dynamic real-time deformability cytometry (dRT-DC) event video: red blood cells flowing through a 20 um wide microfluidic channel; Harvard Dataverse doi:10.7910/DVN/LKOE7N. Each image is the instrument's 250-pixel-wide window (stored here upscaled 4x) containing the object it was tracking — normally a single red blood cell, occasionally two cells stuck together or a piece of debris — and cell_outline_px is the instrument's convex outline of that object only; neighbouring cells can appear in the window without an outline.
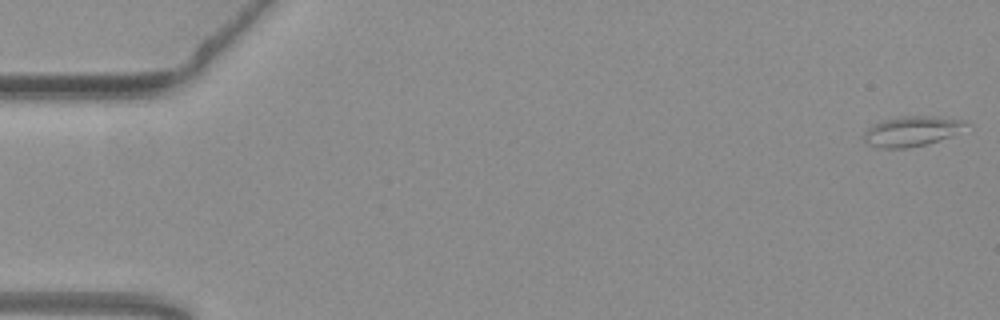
{"species": "common noctule bat (a hibernating species)", "species_latin": "Nyctalus noctula", "temperature_condition": "warm", "stored_images_in_passage": 55, "camera_frame_rate_fps": 3000, "um_per_image_px": 0.085, "animal": {"sex": "female", "body_mass_g": 19.3, "forearm_length_mm": 54.1}, "frame": {"image": 1, "passage_image": 1, "time_ms": 0.0, "image_size_px": [1000, 320], "cell_outline_px": [[972, 124], [948, 136], [928, 144], [908, 148], [884, 148], [868, 144], [864, 140], [864, 132], [872, 124], [880, 120], [900, 116], [932, 116], [964, 120]], "centroid_in_image_um": [77.47, 11.14], "position_along_channel_um": 7.5, "area_um2": 17.86}}
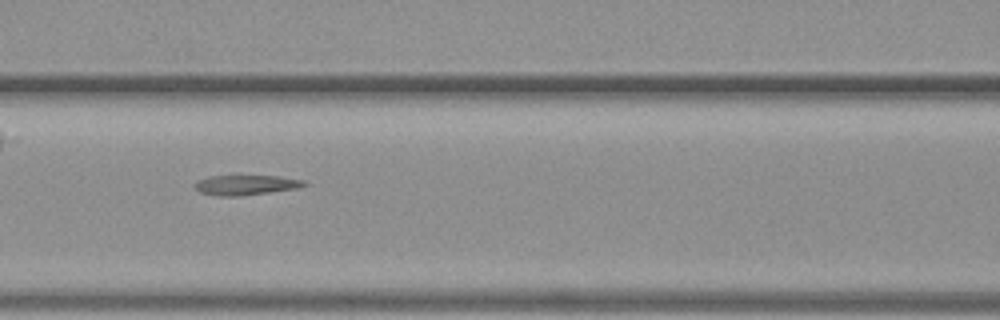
{"frame": {"image": 2, "passage_image": 24, "time_ms": 7.667, "image_size_px": [1000, 320], "cell_outline_px": [[308, 184], [296, 188], [240, 196], [216, 196], [200, 192], [196, 188], [196, 180], [208, 176], [236, 172], [280, 176], [308, 180]], "centroid_in_image_um": [20.89, 15.65], "position_along_channel_um": 145.7, "area_um2": 13.76}}
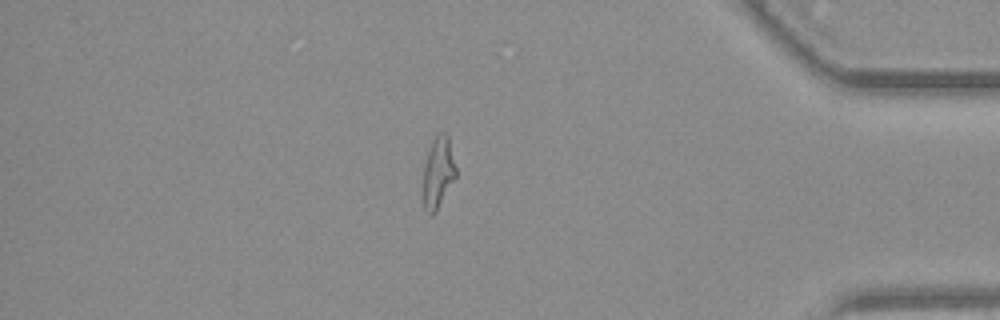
{"frame": {"image": 3, "passage_image": 47, "time_ms": 15.333, "image_size_px": [1000, 320], "cell_outline_px": [[456, 176], [436, 212], [432, 216], [428, 216], [424, 208], [424, 164], [432, 140], [440, 132], [444, 132], [448, 136], [456, 168]], "centroid_in_image_um": [37.24, 14.69], "position_along_channel_um": 398.0, "area_um2": 13.47}}